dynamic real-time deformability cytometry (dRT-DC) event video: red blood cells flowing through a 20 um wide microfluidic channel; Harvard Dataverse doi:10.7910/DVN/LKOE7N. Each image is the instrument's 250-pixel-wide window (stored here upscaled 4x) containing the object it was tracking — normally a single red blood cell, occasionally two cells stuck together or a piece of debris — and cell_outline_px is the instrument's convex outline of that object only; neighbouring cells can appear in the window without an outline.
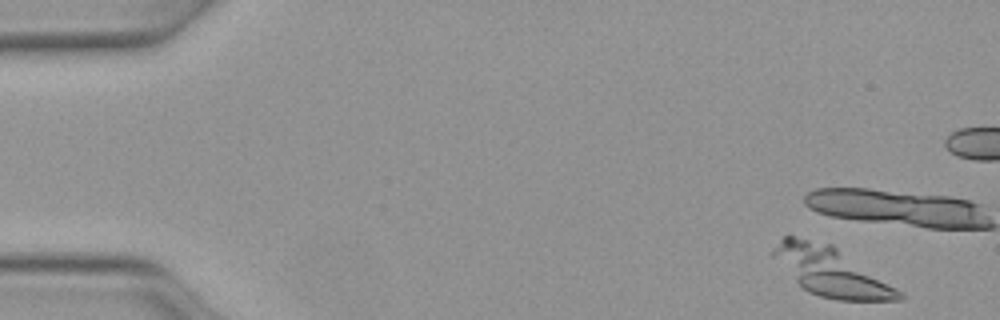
{"species": "Egyptian fruit bat (a non-hibernating species)", "species_latin": "Rousettus aegyptiacus", "temperature_condition": "warm", "stored_images_in_passage": 9, "camera_frame_rate_fps": 3000, "um_per_image_px": 0.085, "animal": {"sex": "female"}, "frame": {"image": 1, "passage_image": 2, "time_ms": 0.333, "image_size_px": [1000, 320], "cell_outline_px": [[904, 300], [836, 300], [820, 296], [808, 292], [772, 256], [772, 248], [784, 236], [792, 236], [832, 244], [904, 292]], "centroid_in_image_um": [70.68, 23.09], "position_along_channel_um": 14.3, "area_um2": 35.2}}